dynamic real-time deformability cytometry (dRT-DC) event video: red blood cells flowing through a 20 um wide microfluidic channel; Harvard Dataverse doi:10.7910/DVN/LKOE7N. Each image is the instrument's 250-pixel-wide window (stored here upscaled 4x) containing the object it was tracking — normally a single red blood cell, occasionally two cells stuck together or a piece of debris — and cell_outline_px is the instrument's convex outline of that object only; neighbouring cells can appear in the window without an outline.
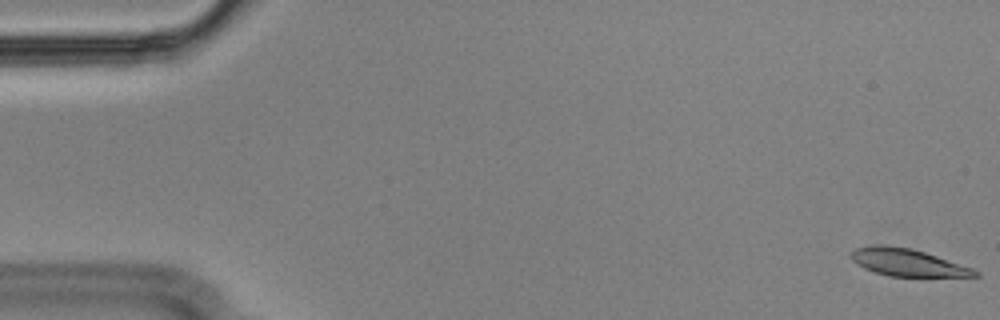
{"species": "Egyptian fruit bat (a non-hibernating species)", "species_latin": "Rousettus aegyptiacus", "temperature_condition": "cold", "stored_images_in_passage": 56, "camera_frame_rate_fps": 3000, "um_per_image_px": 0.085, "animal": {"sex": "male"}, "frame": {"image": 1, "passage_image": 1, "time_ms": 0.0, "image_size_px": [1000, 320], "cell_outline_px": [[980, 276], [888, 276], [864, 268], [852, 260], [848, 256], [856, 248], [872, 244], [884, 244], [912, 248], [972, 268], [980, 272]], "centroid_in_image_um": [77.09, 22.29], "position_along_channel_um": 7.9, "area_um2": 19.59}}
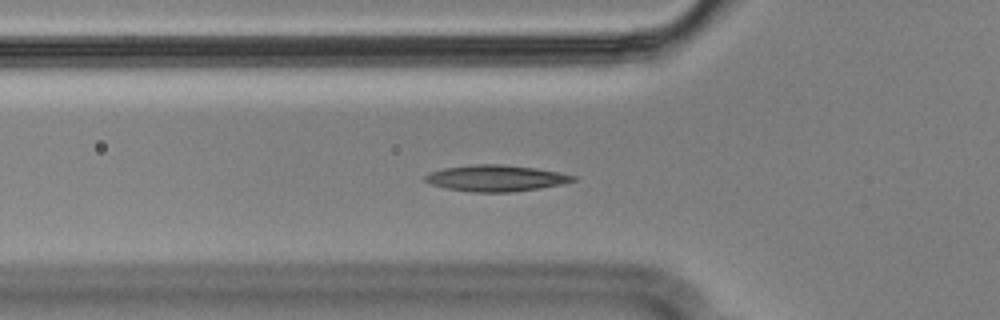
{"frame": {"image": 2, "passage_image": 19, "time_ms": 6.0, "image_size_px": [1000, 320], "cell_outline_px": [[576, 180], [560, 184], [540, 188], [512, 192], [472, 192], [448, 188], [432, 184], [424, 180], [424, 176], [432, 172], [444, 168], [476, 164], [500, 164], [536, 168], [576, 176]], "centroid_in_image_um": [42.15, 15.14], "position_along_channel_um": 83.6, "area_um2": 22.31}}
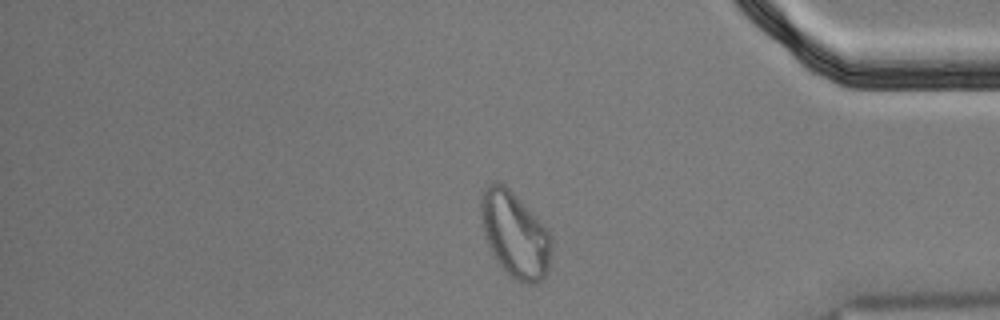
{"frame": {"image": 3, "passage_image": 47, "time_ms": 15.333, "image_size_px": [1000, 320], "cell_outline_px": [[552, 248], [548, 268], [544, 276], [536, 284], [520, 284], [496, 260], [488, 244], [484, 232], [480, 212], [480, 200], [488, 184], [496, 180], [504, 184], [548, 228], [552, 236]], "centroid_in_image_um": [43.79, 19.94], "position_along_channel_um": 391.4, "area_um2": 35.03}, "authors_computed_cell_mechanics": {"area_um2": 21.5016, "velocity_mm_per_s": 3.5462, "shape_relaxation_time_tau1_ms": null, "shape_relaxation_time_tau2_ms": 3.0407, "deformation_change_tau1": null, "deformation_change_tau2": 0.0887}}